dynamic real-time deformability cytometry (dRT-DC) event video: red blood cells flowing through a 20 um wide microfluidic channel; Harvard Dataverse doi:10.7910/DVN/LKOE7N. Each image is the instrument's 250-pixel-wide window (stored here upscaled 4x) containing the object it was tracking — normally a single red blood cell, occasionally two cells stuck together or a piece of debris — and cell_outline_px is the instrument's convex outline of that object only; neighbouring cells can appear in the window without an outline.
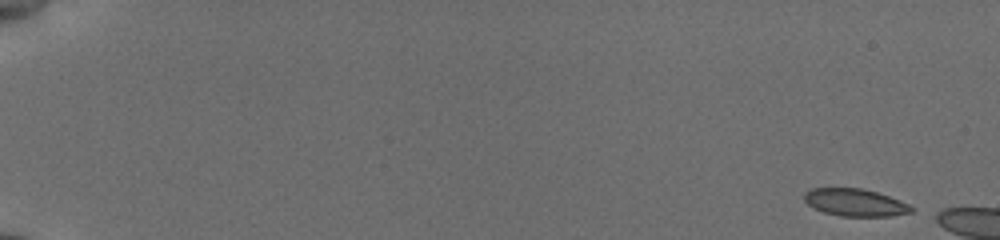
{"species": "common noctule bat (a hibernating species)", "species_latin": "Nyctalus noctula", "temperature_condition": "cold", "stored_images_in_passage": 11, "camera_frame_rate_fps": 3000, "um_per_image_px": 0.085, "animal": {"sex": "female", "body_mass_g": 19.5, "forearm_length_mm": 54.1}, "frame": {"image": 1, "passage_image": 1, "time_ms": 0.0, "image_size_px": [1000, 240], "cell_outline_px": [[916, 208], [912, 212], [892, 216], [840, 216], [824, 212], [812, 208], [804, 200], [804, 192], [812, 188], [860, 188], [876, 192], [900, 200]], "centroid_in_image_um": [72.68, 17.21], "position_along_channel_um": 12.3, "area_um2": 17.17}}